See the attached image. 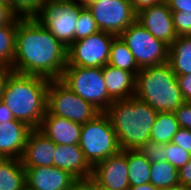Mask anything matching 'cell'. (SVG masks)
I'll use <instances>...</instances> for the list:
<instances>
[{"label":"cell","instance_id":"cell-37","mask_svg":"<svg viewBox=\"0 0 191 190\" xmlns=\"http://www.w3.org/2000/svg\"><path fill=\"white\" fill-rule=\"evenodd\" d=\"M172 12L191 13V0H165Z\"/></svg>","mask_w":191,"mask_h":190},{"label":"cell","instance_id":"cell-41","mask_svg":"<svg viewBox=\"0 0 191 190\" xmlns=\"http://www.w3.org/2000/svg\"><path fill=\"white\" fill-rule=\"evenodd\" d=\"M14 119L15 118L8 106L3 103V101H0V123L4 121H12Z\"/></svg>","mask_w":191,"mask_h":190},{"label":"cell","instance_id":"cell-19","mask_svg":"<svg viewBox=\"0 0 191 190\" xmlns=\"http://www.w3.org/2000/svg\"><path fill=\"white\" fill-rule=\"evenodd\" d=\"M115 68L106 64L103 67V77L105 80L108 95L113 100L129 99L136 92V74Z\"/></svg>","mask_w":191,"mask_h":190},{"label":"cell","instance_id":"cell-16","mask_svg":"<svg viewBox=\"0 0 191 190\" xmlns=\"http://www.w3.org/2000/svg\"><path fill=\"white\" fill-rule=\"evenodd\" d=\"M32 128L19 120L0 123V155L5 159H21Z\"/></svg>","mask_w":191,"mask_h":190},{"label":"cell","instance_id":"cell-32","mask_svg":"<svg viewBox=\"0 0 191 190\" xmlns=\"http://www.w3.org/2000/svg\"><path fill=\"white\" fill-rule=\"evenodd\" d=\"M174 114L180 127L191 130V102H184Z\"/></svg>","mask_w":191,"mask_h":190},{"label":"cell","instance_id":"cell-15","mask_svg":"<svg viewBox=\"0 0 191 190\" xmlns=\"http://www.w3.org/2000/svg\"><path fill=\"white\" fill-rule=\"evenodd\" d=\"M26 186L32 190H71L76 178L69 172L57 168H25Z\"/></svg>","mask_w":191,"mask_h":190},{"label":"cell","instance_id":"cell-14","mask_svg":"<svg viewBox=\"0 0 191 190\" xmlns=\"http://www.w3.org/2000/svg\"><path fill=\"white\" fill-rule=\"evenodd\" d=\"M56 144L39 129H32L21 157L24 168L54 166Z\"/></svg>","mask_w":191,"mask_h":190},{"label":"cell","instance_id":"cell-45","mask_svg":"<svg viewBox=\"0 0 191 190\" xmlns=\"http://www.w3.org/2000/svg\"><path fill=\"white\" fill-rule=\"evenodd\" d=\"M0 2L9 5L11 7V0H0Z\"/></svg>","mask_w":191,"mask_h":190},{"label":"cell","instance_id":"cell-7","mask_svg":"<svg viewBox=\"0 0 191 190\" xmlns=\"http://www.w3.org/2000/svg\"><path fill=\"white\" fill-rule=\"evenodd\" d=\"M81 7L75 0H45L34 18L68 48L75 41Z\"/></svg>","mask_w":191,"mask_h":190},{"label":"cell","instance_id":"cell-31","mask_svg":"<svg viewBox=\"0 0 191 190\" xmlns=\"http://www.w3.org/2000/svg\"><path fill=\"white\" fill-rule=\"evenodd\" d=\"M172 19L178 37L191 35V13L172 12Z\"/></svg>","mask_w":191,"mask_h":190},{"label":"cell","instance_id":"cell-1","mask_svg":"<svg viewBox=\"0 0 191 190\" xmlns=\"http://www.w3.org/2000/svg\"><path fill=\"white\" fill-rule=\"evenodd\" d=\"M67 47L35 18H17L11 70L24 75L60 79L67 66Z\"/></svg>","mask_w":191,"mask_h":190},{"label":"cell","instance_id":"cell-46","mask_svg":"<svg viewBox=\"0 0 191 190\" xmlns=\"http://www.w3.org/2000/svg\"><path fill=\"white\" fill-rule=\"evenodd\" d=\"M4 160L5 158L2 155H0V165L3 163Z\"/></svg>","mask_w":191,"mask_h":190},{"label":"cell","instance_id":"cell-40","mask_svg":"<svg viewBox=\"0 0 191 190\" xmlns=\"http://www.w3.org/2000/svg\"><path fill=\"white\" fill-rule=\"evenodd\" d=\"M12 72L13 71L10 68L0 67V101L2 100V96H3L4 89L8 80V76Z\"/></svg>","mask_w":191,"mask_h":190},{"label":"cell","instance_id":"cell-9","mask_svg":"<svg viewBox=\"0 0 191 190\" xmlns=\"http://www.w3.org/2000/svg\"><path fill=\"white\" fill-rule=\"evenodd\" d=\"M119 37L132 52L140 69L168 62L169 46L155 38L137 21L124 30Z\"/></svg>","mask_w":191,"mask_h":190},{"label":"cell","instance_id":"cell-12","mask_svg":"<svg viewBox=\"0 0 191 190\" xmlns=\"http://www.w3.org/2000/svg\"><path fill=\"white\" fill-rule=\"evenodd\" d=\"M92 178L104 190H128L127 150H120L93 167Z\"/></svg>","mask_w":191,"mask_h":190},{"label":"cell","instance_id":"cell-4","mask_svg":"<svg viewBox=\"0 0 191 190\" xmlns=\"http://www.w3.org/2000/svg\"><path fill=\"white\" fill-rule=\"evenodd\" d=\"M135 96L157 112H175L185 102L177 76L168 62L138 71Z\"/></svg>","mask_w":191,"mask_h":190},{"label":"cell","instance_id":"cell-11","mask_svg":"<svg viewBox=\"0 0 191 190\" xmlns=\"http://www.w3.org/2000/svg\"><path fill=\"white\" fill-rule=\"evenodd\" d=\"M87 8L100 31H106L119 36L136 21L137 13L130 0H98Z\"/></svg>","mask_w":191,"mask_h":190},{"label":"cell","instance_id":"cell-18","mask_svg":"<svg viewBox=\"0 0 191 190\" xmlns=\"http://www.w3.org/2000/svg\"><path fill=\"white\" fill-rule=\"evenodd\" d=\"M81 128V124L51 115L46 111L38 129L55 144L70 145L79 144Z\"/></svg>","mask_w":191,"mask_h":190},{"label":"cell","instance_id":"cell-22","mask_svg":"<svg viewBox=\"0 0 191 190\" xmlns=\"http://www.w3.org/2000/svg\"><path fill=\"white\" fill-rule=\"evenodd\" d=\"M129 185L150 183L151 163L139 150H127Z\"/></svg>","mask_w":191,"mask_h":190},{"label":"cell","instance_id":"cell-25","mask_svg":"<svg viewBox=\"0 0 191 190\" xmlns=\"http://www.w3.org/2000/svg\"><path fill=\"white\" fill-rule=\"evenodd\" d=\"M178 169L168 161L151 163L150 183L160 190L179 183Z\"/></svg>","mask_w":191,"mask_h":190},{"label":"cell","instance_id":"cell-29","mask_svg":"<svg viewBox=\"0 0 191 190\" xmlns=\"http://www.w3.org/2000/svg\"><path fill=\"white\" fill-rule=\"evenodd\" d=\"M191 160V153L170 142L166 144L165 161L178 170Z\"/></svg>","mask_w":191,"mask_h":190},{"label":"cell","instance_id":"cell-28","mask_svg":"<svg viewBox=\"0 0 191 190\" xmlns=\"http://www.w3.org/2000/svg\"><path fill=\"white\" fill-rule=\"evenodd\" d=\"M45 0H11V9L19 18H34Z\"/></svg>","mask_w":191,"mask_h":190},{"label":"cell","instance_id":"cell-42","mask_svg":"<svg viewBox=\"0 0 191 190\" xmlns=\"http://www.w3.org/2000/svg\"><path fill=\"white\" fill-rule=\"evenodd\" d=\"M128 190H160V189L155 187L151 183H146L138 186H130Z\"/></svg>","mask_w":191,"mask_h":190},{"label":"cell","instance_id":"cell-8","mask_svg":"<svg viewBox=\"0 0 191 190\" xmlns=\"http://www.w3.org/2000/svg\"><path fill=\"white\" fill-rule=\"evenodd\" d=\"M47 111L83 125L101 113L94 105L82 99L59 79L50 80L47 90Z\"/></svg>","mask_w":191,"mask_h":190},{"label":"cell","instance_id":"cell-17","mask_svg":"<svg viewBox=\"0 0 191 190\" xmlns=\"http://www.w3.org/2000/svg\"><path fill=\"white\" fill-rule=\"evenodd\" d=\"M54 166L69 172L76 179L92 177L93 167L84 157L79 144H56Z\"/></svg>","mask_w":191,"mask_h":190},{"label":"cell","instance_id":"cell-38","mask_svg":"<svg viewBox=\"0 0 191 190\" xmlns=\"http://www.w3.org/2000/svg\"><path fill=\"white\" fill-rule=\"evenodd\" d=\"M179 183L191 186V160L178 170Z\"/></svg>","mask_w":191,"mask_h":190},{"label":"cell","instance_id":"cell-47","mask_svg":"<svg viewBox=\"0 0 191 190\" xmlns=\"http://www.w3.org/2000/svg\"><path fill=\"white\" fill-rule=\"evenodd\" d=\"M22 190H32V189H30L27 186H25Z\"/></svg>","mask_w":191,"mask_h":190},{"label":"cell","instance_id":"cell-13","mask_svg":"<svg viewBox=\"0 0 191 190\" xmlns=\"http://www.w3.org/2000/svg\"><path fill=\"white\" fill-rule=\"evenodd\" d=\"M136 21L168 46L178 37L174 29L172 11L165 0L137 12Z\"/></svg>","mask_w":191,"mask_h":190},{"label":"cell","instance_id":"cell-33","mask_svg":"<svg viewBox=\"0 0 191 190\" xmlns=\"http://www.w3.org/2000/svg\"><path fill=\"white\" fill-rule=\"evenodd\" d=\"M172 143L191 153V130L180 127L174 135Z\"/></svg>","mask_w":191,"mask_h":190},{"label":"cell","instance_id":"cell-2","mask_svg":"<svg viewBox=\"0 0 191 190\" xmlns=\"http://www.w3.org/2000/svg\"><path fill=\"white\" fill-rule=\"evenodd\" d=\"M105 113L108 115L121 150H138L150 140L158 112L135 95L114 100Z\"/></svg>","mask_w":191,"mask_h":190},{"label":"cell","instance_id":"cell-10","mask_svg":"<svg viewBox=\"0 0 191 190\" xmlns=\"http://www.w3.org/2000/svg\"><path fill=\"white\" fill-rule=\"evenodd\" d=\"M117 36L99 31L74 41L67 49V66L104 67L109 60L113 40Z\"/></svg>","mask_w":191,"mask_h":190},{"label":"cell","instance_id":"cell-26","mask_svg":"<svg viewBox=\"0 0 191 190\" xmlns=\"http://www.w3.org/2000/svg\"><path fill=\"white\" fill-rule=\"evenodd\" d=\"M17 19L0 27V67L11 68L15 53Z\"/></svg>","mask_w":191,"mask_h":190},{"label":"cell","instance_id":"cell-34","mask_svg":"<svg viewBox=\"0 0 191 190\" xmlns=\"http://www.w3.org/2000/svg\"><path fill=\"white\" fill-rule=\"evenodd\" d=\"M176 76L184 101L191 102V73Z\"/></svg>","mask_w":191,"mask_h":190},{"label":"cell","instance_id":"cell-35","mask_svg":"<svg viewBox=\"0 0 191 190\" xmlns=\"http://www.w3.org/2000/svg\"><path fill=\"white\" fill-rule=\"evenodd\" d=\"M17 18L9 5L0 2V27L11 25Z\"/></svg>","mask_w":191,"mask_h":190},{"label":"cell","instance_id":"cell-36","mask_svg":"<svg viewBox=\"0 0 191 190\" xmlns=\"http://www.w3.org/2000/svg\"><path fill=\"white\" fill-rule=\"evenodd\" d=\"M71 190H101L97 182L92 178L76 179Z\"/></svg>","mask_w":191,"mask_h":190},{"label":"cell","instance_id":"cell-3","mask_svg":"<svg viewBox=\"0 0 191 190\" xmlns=\"http://www.w3.org/2000/svg\"><path fill=\"white\" fill-rule=\"evenodd\" d=\"M50 79L12 72L2 96L16 120L38 129L47 111V90Z\"/></svg>","mask_w":191,"mask_h":190},{"label":"cell","instance_id":"cell-43","mask_svg":"<svg viewBox=\"0 0 191 190\" xmlns=\"http://www.w3.org/2000/svg\"><path fill=\"white\" fill-rule=\"evenodd\" d=\"M162 190H191V186H187V185L178 183L176 185H173L170 188H166V189H162Z\"/></svg>","mask_w":191,"mask_h":190},{"label":"cell","instance_id":"cell-44","mask_svg":"<svg viewBox=\"0 0 191 190\" xmlns=\"http://www.w3.org/2000/svg\"><path fill=\"white\" fill-rule=\"evenodd\" d=\"M76 2L80 3L82 7H87L91 3L96 2L98 0H75Z\"/></svg>","mask_w":191,"mask_h":190},{"label":"cell","instance_id":"cell-21","mask_svg":"<svg viewBox=\"0 0 191 190\" xmlns=\"http://www.w3.org/2000/svg\"><path fill=\"white\" fill-rule=\"evenodd\" d=\"M25 186V168L21 160L5 159L0 165V190H22Z\"/></svg>","mask_w":191,"mask_h":190},{"label":"cell","instance_id":"cell-39","mask_svg":"<svg viewBox=\"0 0 191 190\" xmlns=\"http://www.w3.org/2000/svg\"><path fill=\"white\" fill-rule=\"evenodd\" d=\"M162 0H130L133 9L135 10V12H139L144 8L156 5L158 3H160Z\"/></svg>","mask_w":191,"mask_h":190},{"label":"cell","instance_id":"cell-30","mask_svg":"<svg viewBox=\"0 0 191 190\" xmlns=\"http://www.w3.org/2000/svg\"><path fill=\"white\" fill-rule=\"evenodd\" d=\"M150 163L165 161L166 144H160L149 140L139 149Z\"/></svg>","mask_w":191,"mask_h":190},{"label":"cell","instance_id":"cell-20","mask_svg":"<svg viewBox=\"0 0 191 190\" xmlns=\"http://www.w3.org/2000/svg\"><path fill=\"white\" fill-rule=\"evenodd\" d=\"M168 63L176 75L191 73V35L179 36L169 46Z\"/></svg>","mask_w":191,"mask_h":190},{"label":"cell","instance_id":"cell-23","mask_svg":"<svg viewBox=\"0 0 191 190\" xmlns=\"http://www.w3.org/2000/svg\"><path fill=\"white\" fill-rule=\"evenodd\" d=\"M179 128L174 112H158L152 127L150 140L160 144L170 143Z\"/></svg>","mask_w":191,"mask_h":190},{"label":"cell","instance_id":"cell-24","mask_svg":"<svg viewBox=\"0 0 191 190\" xmlns=\"http://www.w3.org/2000/svg\"><path fill=\"white\" fill-rule=\"evenodd\" d=\"M107 64L129 72H138L140 70L132 52L119 36L112 42Z\"/></svg>","mask_w":191,"mask_h":190},{"label":"cell","instance_id":"cell-6","mask_svg":"<svg viewBox=\"0 0 191 190\" xmlns=\"http://www.w3.org/2000/svg\"><path fill=\"white\" fill-rule=\"evenodd\" d=\"M59 80L101 112L114 101L106 89L103 67L66 66Z\"/></svg>","mask_w":191,"mask_h":190},{"label":"cell","instance_id":"cell-27","mask_svg":"<svg viewBox=\"0 0 191 190\" xmlns=\"http://www.w3.org/2000/svg\"><path fill=\"white\" fill-rule=\"evenodd\" d=\"M99 31L91 11L87 7H81L75 30V41L86 38Z\"/></svg>","mask_w":191,"mask_h":190},{"label":"cell","instance_id":"cell-5","mask_svg":"<svg viewBox=\"0 0 191 190\" xmlns=\"http://www.w3.org/2000/svg\"><path fill=\"white\" fill-rule=\"evenodd\" d=\"M79 146L92 167L121 150L116 132L105 112L82 125Z\"/></svg>","mask_w":191,"mask_h":190}]
</instances>
